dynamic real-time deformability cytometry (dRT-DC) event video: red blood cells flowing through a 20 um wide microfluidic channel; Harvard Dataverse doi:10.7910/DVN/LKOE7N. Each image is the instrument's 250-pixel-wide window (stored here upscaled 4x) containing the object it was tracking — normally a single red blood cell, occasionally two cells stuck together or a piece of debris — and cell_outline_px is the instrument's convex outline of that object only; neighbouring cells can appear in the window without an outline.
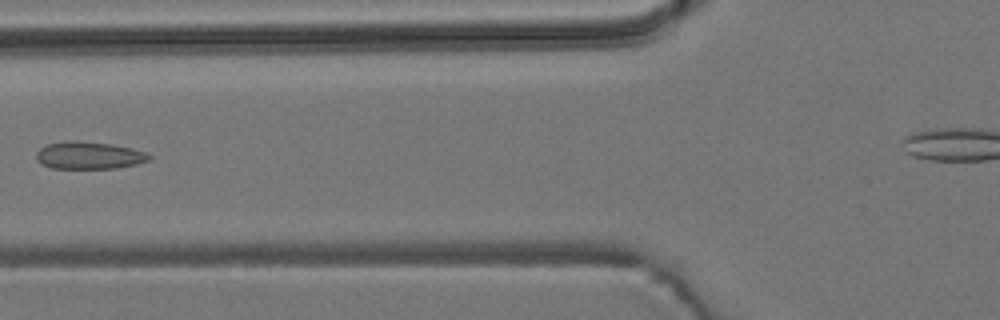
{"species": "common noctule bat (a hibernating species)", "species_latin": "Nyctalus noctula", "temperature_condition": "room temperature", "stored_images_in_passage": 7, "camera_frame_rate_fps": 3000, "um_per_image_px": 0.085, "animal": {"sex": "male", "body_mass_g": 19.2, "forearm_length_mm": 51.8}, "frame": {"image": 1, "passage_image": 5, "time_ms": 6.333, "image_size_px": [1000, 320], "cell_outline_px": [[152, 156], [148, 160], [136, 164], [116, 168], [52, 168], [40, 164], [36, 160], [36, 152], [40, 148], [48, 144], [64, 140], [76, 140], [112, 144], [132, 148], [144, 152]], "centroid_in_image_um": [7.52, 13.2], "position_along_channel_um": 118.3, "area_um2": 18.09}}
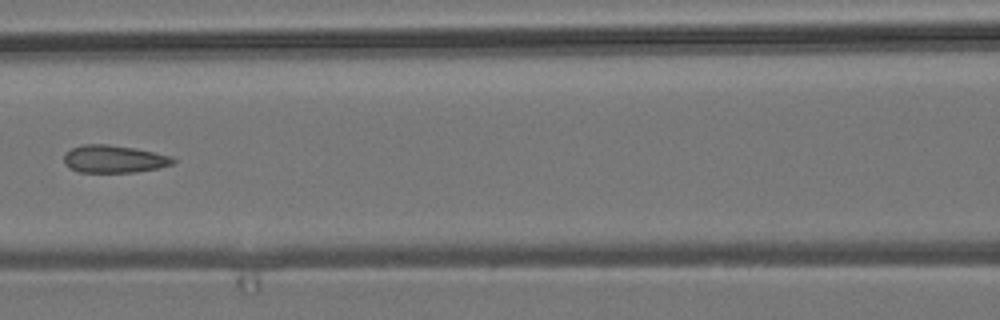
{"frame": {"image": 2, "passage_image": 6, "time_ms": 7.333, "image_size_px": [1000, 320], "cell_outline_px": [[176, 160], [172, 164], [156, 168], [136, 172], [80, 172], [68, 168], [64, 164], [64, 156], [72, 148], [84, 144], [108, 144], [132, 148], [172, 156]], "centroid_in_image_um": [9.66, 13.52], "position_along_channel_um": 156.9, "area_um2": 17.34}}
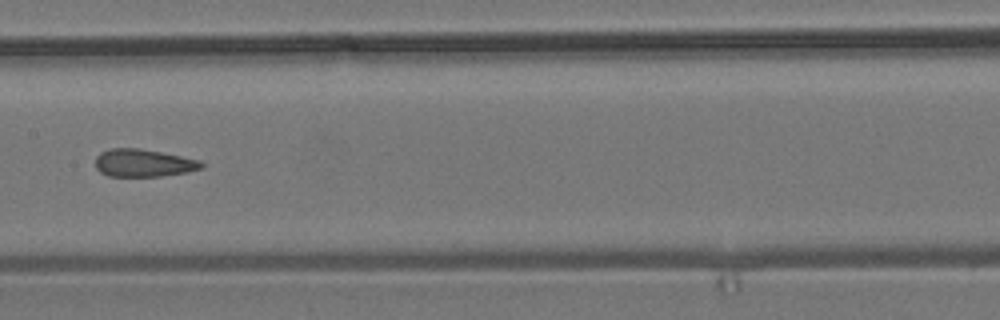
{"frame": {"image": 3, "passage_image": 7, "time_ms": 8.333, "image_size_px": [1000, 320], "cell_outline_px": [[204, 164], [200, 168], [188, 172], [160, 176], [108, 176], [100, 172], [96, 168], [96, 156], [100, 152], [108, 148], [140, 148], [200, 160]], "centroid_in_image_um": [12.15, 13.85], "position_along_channel_um": 195.2, "area_um2": 17.05}}